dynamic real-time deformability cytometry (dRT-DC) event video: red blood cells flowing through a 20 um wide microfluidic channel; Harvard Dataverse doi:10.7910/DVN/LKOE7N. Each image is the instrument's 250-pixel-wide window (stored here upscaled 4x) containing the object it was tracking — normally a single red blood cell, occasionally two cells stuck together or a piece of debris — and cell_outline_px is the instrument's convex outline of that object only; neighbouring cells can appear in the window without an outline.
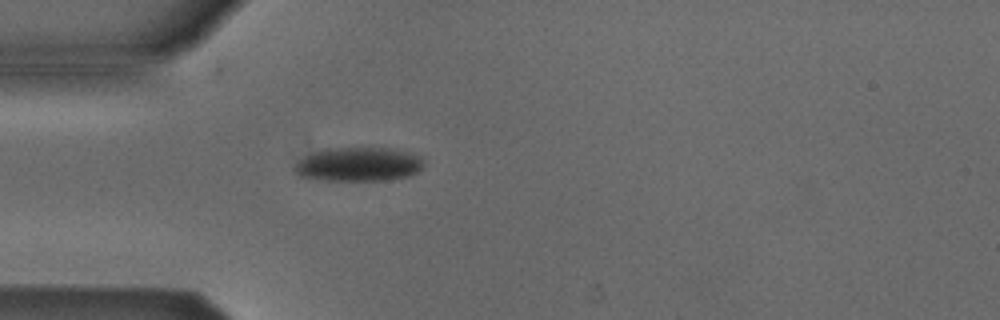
{"species": "Egyptian fruit bat (a non-hibernating species)", "species_latin": "Rousettus aegyptiacus", "temperature_condition": "cold", "stored_images_in_passage": 2, "camera_frame_rate_fps": 3000, "um_per_image_px": 0.085, "animal": {"sex": "male"}, "frame": {"image": 1, "passage_image": 2, "time_ms": 0.333, "image_size_px": [1000, 320], "cell_outline_px": [[424, 164], [416, 172], [408, 176], [384, 180], [328, 180], [300, 176], [292, 168], [300, 160], [312, 152], [324, 148], [392, 148], [408, 152], [420, 156], [424, 160]], "centroid_in_image_um": [30.48, 13.95], "position_along_channel_um": 54.5, "area_um2": 25.43}}